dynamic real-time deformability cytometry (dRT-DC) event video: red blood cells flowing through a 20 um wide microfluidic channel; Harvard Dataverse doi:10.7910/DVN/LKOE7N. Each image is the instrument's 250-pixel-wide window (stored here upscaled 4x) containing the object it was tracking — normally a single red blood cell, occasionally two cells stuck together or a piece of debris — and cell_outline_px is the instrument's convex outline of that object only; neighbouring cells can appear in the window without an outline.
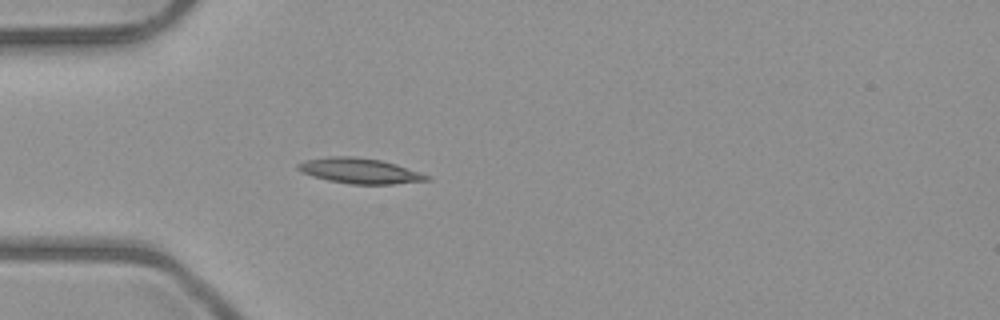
{"species": "common noctule bat (a hibernating species)", "species_latin": "Nyctalus noctula", "temperature_condition": "room temperature", "stored_images_in_passage": 4, "camera_frame_rate_fps": 3000, "um_per_image_px": 0.085, "animal": {"sex": "male", "body_mass_g": 23.1, "forearm_length_mm": 52.7}, "frame": {"image": 1, "passage_image": 4, "time_ms": 4.667, "image_size_px": [1000, 320], "cell_outline_px": [[432, 180], [392, 184], [348, 184], [328, 180], [312, 176], [296, 168], [296, 164], [304, 160], [328, 156], [352, 156], [380, 160], [396, 164], [428, 176]], "centroid_in_image_um": [30.53, 14.52], "position_along_channel_um": 54.5, "area_um2": 18.9}}